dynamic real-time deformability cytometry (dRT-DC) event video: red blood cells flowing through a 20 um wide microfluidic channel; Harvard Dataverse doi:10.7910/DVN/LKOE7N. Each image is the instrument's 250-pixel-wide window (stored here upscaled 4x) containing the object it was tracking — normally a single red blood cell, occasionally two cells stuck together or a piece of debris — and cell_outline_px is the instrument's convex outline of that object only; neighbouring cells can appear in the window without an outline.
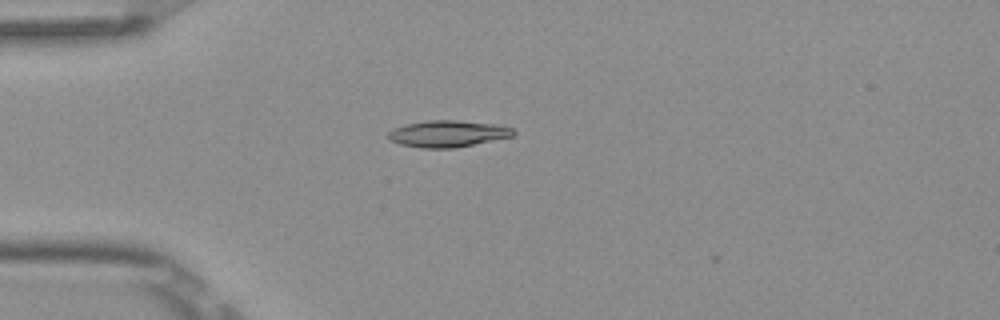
{"species": "Egyptian fruit bat (a non-hibernating species)", "species_latin": "Rousettus aegyptiacus", "temperature_condition": "room temperature", "stored_images_in_passage": 1, "camera_frame_rate_fps": 3000, "um_per_image_px": 0.085, "frame": {"image": 1, "passage_image": 1, "time_ms": 0.0, "image_size_px": [1000, 320], "cell_outline_px": [[516, 132], [512, 136], [452, 148], [420, 148], [400, 144], [392, 140], [388, 136], [388, 132], [392, 128], [408, 124], [428, 120], [456, 120], [496, 124], [512, 128]], "centroid_in_image_um": [38.04, 11.36], "position_along_channel_um": 47.0, "area_um2": 19.13}}